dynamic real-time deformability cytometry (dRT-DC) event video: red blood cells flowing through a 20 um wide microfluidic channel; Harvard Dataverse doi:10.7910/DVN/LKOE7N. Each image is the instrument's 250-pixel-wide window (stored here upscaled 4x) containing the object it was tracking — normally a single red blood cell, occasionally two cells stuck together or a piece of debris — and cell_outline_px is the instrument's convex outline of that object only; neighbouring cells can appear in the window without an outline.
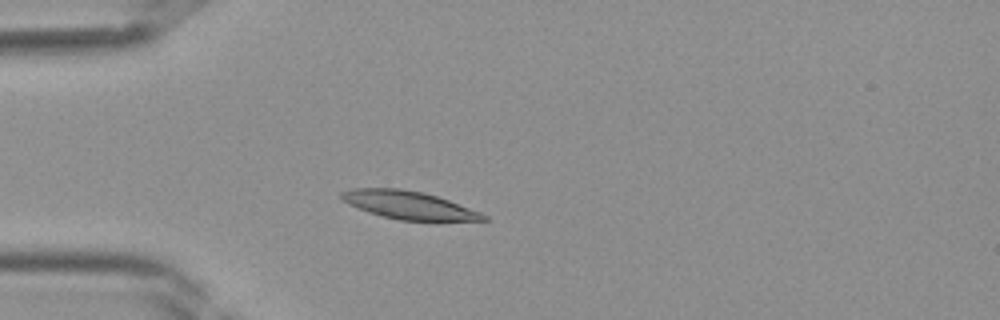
{"species": "Egyptian fruit bat (a non-hibernating species)", "species_latin": "Rousettus aegyptiacus", "temperature_condition": "room temperature", "stored_images_in_passage": 37, "camera_frame_rate_fps": 3000, "um_per_image_px": 0.085, "frame": {"image": 1, "passage_image": 8, "time_ms": 2.333, "image_size_px": [1000, 320], "cell_outline_px": [[488, 220], [400, 220], [368, 212], [348, 204], [340, 200], [340, 192], [352, 188], [400, 188], [420, 192], [436, 196], [448, 200], [480, 212], [488, 216]], "centroid_in_image_um": [34.67, 17.42], "position_along_channel_um": 50.3, "area_um2": 22.83}}
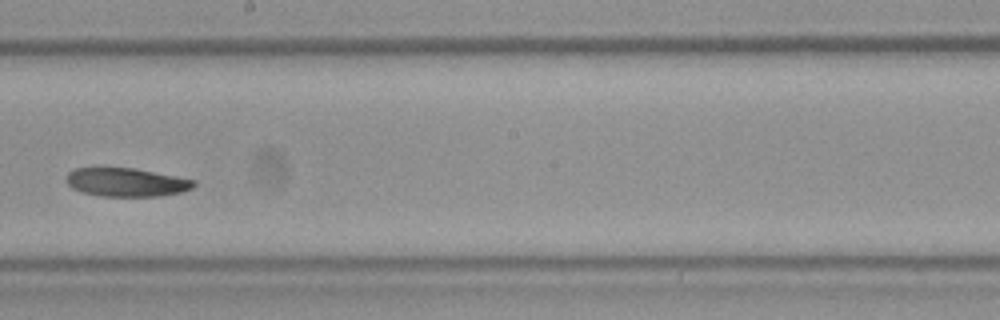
{"frame": {"image": 2, "passage_image": 20, "time_ms": 6.333, "image_size_px": [1000, 320], "cell_outline_px": [[196, 184], [192, 188], [180, 192], [160, 196], [100, 196], [84, 192], [72, 188], [64, 180], [64, 176], [68, 172], [76, 168], [96, 164], [136, 168], [196, 180]], "centroid_in_image_um": [10.64, 15.43], "position_along_channel_um": 237.6, "area_um2": 22.14}}
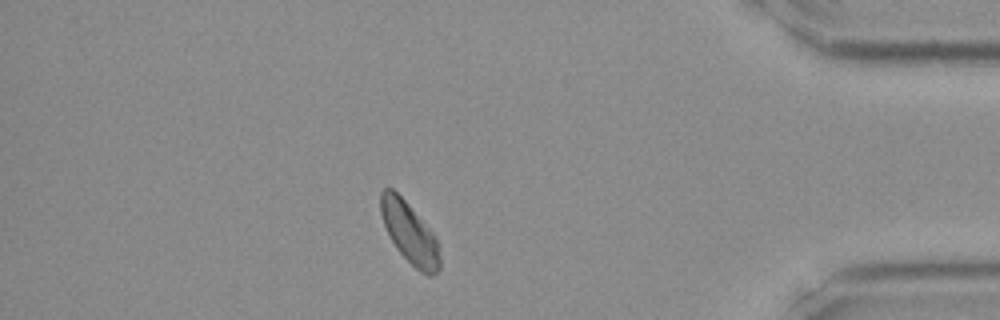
{"frame": {"image": 3, "passage_image": 32, "time_ms": 10.333, "image_size_px": [1000, 320], "cell_outline_px": [[440, 268], [432, 276], [428, 276], [420, 272], [396, 248], [384, 224], [380, 212], [380, 192], [384, 188], [392, 188], [408, 204], [432, 232], [440, 244]], "centroid_in_image_um": [34.83, 19.81], "position_along_channel_um": 400.4, "area_um2": 20.81}}